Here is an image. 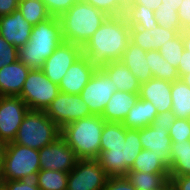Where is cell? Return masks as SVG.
<instances>
[{
	"label": "cell",
	"mask_w": 190,
	"mask_h": 190,
	"mask_svg": "<svg viewBox=\"0 0 190 190\" xmlns=\"http://www.w3.org/2000/svg\"><path fill=\"white\" fill-rule=\"evenodd\" d=\"M161 1L162 4L160 5V7L173 8L177 11L183 0H161Z\"/></svg>",
	"instance_id": "c3c4849f"
},
{
	"label": "cell",
	"mask_w": 190,
	"mask_h": 190,
	"mask_svg": "<svg viewBox=\"0 0 190 190\" xmlns=\"http://www.w3.org/2000/svg\"><path fill=\"white\" fill-rule=\"evenodd\" d=\"M115 91H117L115 83L100 67H97L80 96L92 115L101 116Z\"/></svg>",
	"instance_id": "8fae6325"
},
{
	"label": "cell",
	"mask_w": 190,
	"mask_h": 190,
	"mask_svg": "<svg viewBox=\"0 0 190 190\" xmlns=\"http://www.w3.org/2000/svg\"><path fill=\"white\" fill-rule=\"evenodd\" d=\"M170 176L190 175V141L172 142Z\"/></svg>",
	"instance_id": "d4e9b609"
},
{
	"label": "cell",
	"mask_w": 190,
	"mask_h": 190,
	"mask_svg": "<svg viewBox=\"0 0 190 190\" xmlns=\"http://www.w3.org/2000/svg\"><path fill=\"white\" fill-rule=\"evenodd\" d=\"M146 54V51L130 41L128 47L123 52L122 58L120 59V61H122L130 72L137 78L140 84L153 78L146 59Z\"/></svg>",
	"instance_id": "7402d4cb"
},
{
	"label": "cell",
	"mask_w": 190,
	"mask_h": 190,
	"mask_svg": "<svg viewBox=\"0 0 190 190\" xmlns=\"http://www.w3.org/2000/svg\"><path fill=\"white\" fill-rule=\"evenodd\" d=\"M158 112L150 101L138 99L130 109L122 124L127 129H141L150 126Z\"/></svg>",
	"instance_id": "cb8c5ba5"
},
{
	"label": "cell",
	"mask_w": 190,
	"mask_h": 190,
	"mask_svg": "<svg viewBox=\"0 0 190 190\" xmlns=\"http://www.w3.org/2000/svg\"><path fill=\"white\" fill-rule=\"evenodd\" d=\"M18 60V48L8 43L0 35V69Z\"/></svg>",
	"instance_id": "74e56055"
},
{
	"label": "cell",
	"mask_w": 190,
	"mask_h": 190,
	"mask_svg": "<svg viewBox=\"0 0 190 190\" xmlns=\"http://www.w3.org/2000/svg\"><path fill=\"white\" fill-rule=\"evenodd\" d=\"M142 150L139 129H127L122 144L106 145L96 158L109 177L125 176Z\"/></svg>",
	"instance_id": "5b68a950"
},
{
	"label": "cell",
	"mask_w": 190,
	"mask_h": 190,
	"mask_svg": "<svg viewBox=\"0 0 190 190\" xmlns=\"http://www.w3.org/2000/svg\"><path fill=\"white\" fill-rule=\"evenodd\" d=\"M126 137V128L122 123L105 122L101 134L100 151L106 150V145L122 144Z\"/></svg>",
	"instance_id": "836d02e7"
},
{
	"label": "cell",
	"mask_w": 190,
	"mask_h": 190,
	"mask_svg": "<svg viewBox=\"0 0 190 190\" xmlns=\"http://www.w3.org/2000/svg\"><path fill=\"white\" fill-rule=\"evenodd\" d=\"M179 32L162 27L155 29L130 28V41L144 51L159 50L160 47L172 40Z\"/></svg>",
	"instance_id": "ffe728a7"
},
{
	"label": "cell",
	"mask_w": 190,
	"mask_h": 190,
	"mask_svg": "<svg viewBox=\"0 0 190 190\" xmlns=\"http://www.w3.org/2000/svg\"><path fill=\"white\" fill-rule=\"evenodd\" d=\"M129 171L169 173V166L152 151L142 149Z\"/></svg>",
	"instance_id": "f1b7e54d"
},
{
	"label": "cell",
	"mask_w": 190,
	"mask_h": 190,
	"mask_svg": "<svg viewBox=\"0 0 190 190\" xmlns=\"http://www.w3.org/2000/svg\"><path fill=\"white\" fill-rule=\"evenodd\" d=\"M154 17L159 27L177 30L179 33L183 30L177 11L173 8L159 7L154 11Z\"/></svg>",
	"instance_id": "e575fe53"
},
{
	"label": "cell",
	"mask_w": 190,
	"mask_h": 190,
	"mask_svg": "<svg viewBox=\"0 0 190 190\" xmlns=\"http://www.w3.org/2000/svg\"><path fill=\"white\" fill-rule=\"evenodd\" d=\"M133 4H140L155 11L160 7V5L162 4V1L161 0H135Z\"/></svg>",
	"instance_id": "7dc6e473"
},
{
	"label": "cell",
	"mask_w": 190,
	"mask_h": 190,
	"mask_svg": "<svg viewBox=\"0 0 190 190\" xmlns=\"http://www.w3.org/2000/svg\"><path fill=\"white\" fill-rule=\"evenodd\" d=\"M182 34H190V21L183 27Z\"/></svg>",
	"instance_id": "11a10c76"
},
{
	"label": "cell",
	"mask_w": 190,
	"mask_h": 190,
	"mask_svg": "<svg viewBox=\"0 0 190 190\" xmlns=\"http://www.w3.org/2000/svg\"><path fill=\"white\" fill-rule=\"evenodd\" d=\"M186 85L190 87V73L184 74L180 77Z\"/></svg>",
	"instance_id": "db71d44e"
},
{
	"label": "cell",
	"mask_w": 190,
	"mask_h": 190,
	"mask_svg": "<svg viewBox=\"0 0 190 190\" xmlns=\"http://www.w3.org/2000/svg\"><path fill=\"white\" fill-rule=\"evenodd\" d=\"M139 99V93L115 91L105 106L101 117L106 122L122 123Z\"/></svg>",
	"instance_id": "44dd1931"
},
{
	"label": "cell",
	"mask_w": 190,
	"mask_h": 190,
	"mask_svg": "<svg viewBox=\"0 0 190 190\" xmlns=\"http://www.w3.org/2000/svg\"><path fill=\"white\" fill-rule=\"evenodd\" d=\"M105 122L101 116L90 115L65 125L60 135L78 159H96Z\"/></svg>",
	"instance_id": "277c9868"
},
{
	"label": "cell",
	"mask_w": 190,
	"mask_h": 190,
	"mask_svg": "<svg viewBox=\"0 0 190 190\" xmlns=\"http://www.w3.org/2000/svg\"><path fill=\"white\" fill-rule=\"evenodd\" d=\"M63 41L60 20L51 16L32 27L29 41L18 48V60L31 69H41Z\"/></svg>",
	"instance_id": "7a4b0ae2"
},
{
	"label": "cell",
	"mask_w": 190,
	"mask_h": 190,
	"mask_svg": "<svg viewBox=\"0 0 190 190\" xmlns=\"http://www.w3.org/2000/svg\"><path fill=\"white\" fill-rule=\"evenodd\" d=\"M184 50L182 32H180L172 40L162 45L158 51L168 63L178 69Z\"/></svg>",
	"instance_id": "d6a6232c"
},
{
	"label": "cell",
	"mask_w": 190,
	"mask_h": 190,
	"mask_svg": "<svg viewBox=\"0 0 190 190\" xmlns=\"http://www.w3.org/2000/svg\"><path fill=\"white\" fill-rule=\"evenodd\" d=\"M103 190H136L126 176L109 177Z\"/></svg>",
	"instance_id": "60d3db41"
},
{
	"label": "cell",
	"mask_w": 190,
	"mask_h": 190,
	"mask_svg": "<svg viewBox=\"0 0 190 190\" xmlns=\"http://www.w3.org/2000/svg\"><path fill=\"white\" fill-rule=\"evenodd\" d=\"M44 112L60 129L71 122L92 115L80 94L72 95L61 91Z\"/></svg>",
	"instance_id": "9c48e42d"
},
{
	"label": "cell",
	"mask_w": 190,
	"mask_h": 190,
	"mask_svg": "<svg viewBox=\"0 0 190 190\" xmlns=\"http://www.w3.org/2000/svg\"><path fill=\"white\" fill-rule=\"evenodd\" d=\"M46 5L49 14L53 17H60L69 10L78 0H42Z\"/></svg>",
	"instance_id": "f35d334b"
},
{
	"label": "cell",
	"mask_w": 190,
	"mask_h": 190,
	"mask_svg": "<svg viewBox=\"0 0 190 190\" xmlns=\"http://www.w3.org/2000/svg\"><path fill=\"white\" fill-rule=\"evenodd\" d=\"M190 119L176 118L169 129L172 142H185L189 139Z\"/></svg>",
	"instance_id": "d590c367"
},
{
	"label": "cell",
	"mask_w": 190,
	"mask_h": 190,
	"mask_svg": "<svg viewBox=\"0 0 190 190\" xmlns=\"http://www.w3.org/2000/svg\"><path fill=\"white\" fill-rule=\"evenodd\" d=\"M139 136L142 149L152 151L170 166L172 140L169 137V130L150 125L139 129Z\"/></svg>",
	"instance_id": "e0dca14e"
},
{
	"label": "cell",
	"mask_w": 190,
	"mask_h": 190,
	"mask_svg": "<svg viewBox=\"0 0 190 190\" xmlns=\"http://www.w3.org/2000/svg\"><path fill=\"white\" fill-rule=\"evenodd\" d=\"M171 98L176 118L190 119V87L181 78L171 83Z\"/></svg>",
	"instance_id": "484cf974"
},
{
	"label": "cell",
	"mask_w": 190,
	"mask_h": 190,
	"mask_svg": "<svg viewBox=\"0 0 190 190\" xmlns=\"http://www.w3.org/2000/svg\"><path fill=\"white\" fill-rule=\"evenodd\" d=\"M19 0H0V17L18 9Z\"/></svg>",
	"instance_id": "f6af8a7d"
},
{
	"label": "cell",
	"mask_w": 190,
	"mask_h": 190,
	"mask_svg": "<svg viewBox=\"0 0 190 190\" xmlns=\"http://www.w3.org/2000/svg\"><path fill=\"white\" fill-rule=\"evenodd\" d=\"M60 133L61 129L44 111L29 110L18 128L13 143L39 150L53 143Z\"/></svg>",
	"instance_id": "8992f818"
},
{
	"label": "cell",
	"mask_w": 190,
	"mask_h": 190,
	"mask_svg": "<svg viewBox=\"0 0 190 190\" xmlns=\"http://www.w3.org/2000/svg\"><path fill=\"white\" fill-rule=\"evenodd\" d=\"M32 27L19 9L0 17V35L16 48L24 46L29 41Z\"/></svg>",
	"instance_id": "2e32d148"
},
{
	"label": "cell",
	"mask_w": 190,
	"mask_h": 190,
	"mask_svg": "<svg viewBox=\"0 0 190 190\" xmlns=\"http://www.w3.org/2000/svg\"><path fill=\"white\" fill-rule=\"evenodd\" d=\"M108 179L96 159H78L69 172L67 190H103Z\"/></svg>",
	"instance_id": "30bf717a"
},
{
	"label": "cell",
	"mask_w": 190,
	"mask_h": 190,
	"mask_svg": "<svg viewBox=\"0 0 190 190\" xmlns=\"http://www.w3.org/2000/svg\"><path fill=\"white\" fill-rule=\"evenodd\" d=\"M146 59L153 78L166 80L171 83L180 78L177 68L168 63L158 50L147 51Z\"/></svg>",
	"instance_id": "83f0119b"
},
{
	"label": "cell",
	"mask_w": 190,
	"mask_h": 190,
	"mask_svg": "<svg viewBox=\"0 0 190 190\" xmlns=\"http://www.w3.org/2000/svg\"><path fill=\"white\" fill-rule=\"evenodd\" d=\"M130 42V26L124 15L109 16L82 48L97 67L122 58Z\"/></svg>",
	"instance_id": "6da1fadb"
},
{
	"label": "cell",
	"mask_w": 190,
	"mask_h": 190,
	"mask_svg": "<svg viewBox=\"0 0 190 190\" xmlns=\"http://www.w3.org/2000/svg\"><path fill=\"white\" fill-rule=\"evenodd\" d=\"M31 68L19 60L0 69V96H20Z\"/></svg>",
	"instance_id": "d6986e66"
},
{
	"label": "cell",
	"mask_w": 190,
	"mask_h": 190,
	"mask_svg": "<svg viewBox=\"0 0 190 190\" xmlns=\"http://www.w3.org/2000/svg\"><path fill=\"white\" fill-rule=\"evenodd\" d=\"M108 17L91 4L78 0L59 17L63 40L83 48Z\"/></svg>",
	"instance_id": "3957f363"
},
{
	"label": "cell",
	"mask_w": 190,
	"mask_h": 190,
	"mask_svg": "<svg viewBox=\"0 0 190 190\" xmlns=\"http://www.w3.org/2000/svg\"><path fill=\"white\" fill-rule=\"evenodd\" d=\"M177 70L179 77L184 74L190 73V52H188L187 50H184Z\"/></svg>",
	"instance_id": "bcb514c9"
},
{
	"label": "cell",
	"mask_w": 190,
	"mask_h": 190,
	"mask_svg": "<svg viewBox=\"0 0 190 190\" xmlns=\"http://www.w3.org/2000/svg\"><path fill=\"white\" fill-rule=\"evenodd\" d=\"M95 8L105 12L108 16H121L125 13V8L119 0H83Z\"/></svg>",
	"instance_id": "8d00e7d4"
},
{
	"label": "cell",
	"mask_w": 190,
	"mask_h": 190,
	"mask_svg": "<svg viewBox=\"0 0 190 190\" xmlns=\"http://www.w3.org/2000/svg\"><path fill=\"white\" fill-rule=\"evenodd\" d=\"M100 68L115 83L117 91L139 93L140 83L122 61H111L103 64Z\"/></svg>",
	"instance_id": "603a6c76"
},
{
	"label": "cell",
	"mask_w": 190,
	"mask_h": 190,
	"mask_svg": "<svg viewBox=\"0 0 190 190\" xmlns=\"http://www.w3.org/2000/svg\"><path fill=\"white\" fill-rule=\"evenodd\" d=\"M120 4L127 9L129 6L133 5V3L135 2V0H119Z\"/></svg>",
	"instance_id": "f5cc1de1"
},
{
	"label": "cell",
	"mask_w": 190,
	"mask_h": 190,
	"mask_svg": "<svg viewBox=\"0 0 190 190\" xmlns=\"http://www.w3.org/2000/svg\"><path fill=\"white\" fill-rule=\"evenodd\" d=\"M130 28L155 29L158 27L154 11L140 4L129 6L124 13Z\"/></svg>",
	"instance_id": "4316f807"
},
{
	"label": "cell",
	"mask_w": 190,
	"mask_h": 190,
	"mask_svg": "<svg viewBox=\"0 0 190 190\" xmlns=\"http://www.w3.org/2000/svg\"><path fill=\"white\" fill-rule=\"evenodd\" d=\"M68 175L67 172L40 169L35 181L40 190H67Z\"/></svg>",
	"instance_id": "4dcf8cb0"
},
{
	"label": "cell",
	"mask_w": 190,
	"mask_h": 190,
	"mask_svg": "<svg viewBox=\"0 0 190 190\" xmlns=\"http://www.w3.org/2000/svg\"><path fill=\"white\" fill-rule=\"evenodd\" d=\"M82 55V47L63 41L45 60L41 70L49 80L59 85L69 67Z\"/></svg>",
	"instance_id": "5bb4252c"
},
{
	"label": "cell",
	"mask_w": 190,
	"mask_h": 190,
	"mask_svg": "<svg viewBox=\"0 0 190 190\" xmlns=\"http://www.w3.org/2000/svg\"><path fill=\"white\" fill-rule=\"evenodd\" d=\"M174 190H190V175L170 176Z\"/></svg>",
	"instance_id": "ee69618b"
},
{
	"label": "cell",
	"mask_w": 190,
	"mask_h": 190,
	"mask_svg": "<svg viewBox=\"0 0 190 190\" xmlns=\"http://www.w3.org/2000/svg\"><path fill=\"white\" fill-rule=\"evenodd\" d=\"M153 190H174L171 178L169 177L162 185H160L157 188H154Z\"/></svg>",
	"instance_id": "681fc988"
},
{
	"label": "cell",
	"mask_w": 190,
	"mask_h": 190,
	"mask_svg": "<svg viewBox=\"0 0 190 190\" xmlns=\"http://www.w3.org/2000/svg\"><path fill=\"white\" fill-rule=\"evenodd\" d=\"M28 111V106L19 96H0V141L13 142Z\"/></svg>",
	"instance_id": "7c38bea8"
},
{
	"label": "cell",
	"mask_w": 190,
	"mask_h": 190,
	"mask_svg": "<svg viewBox=\"0 0 190 190\" xmlns=\"http://www.w3.org/2000/svg\"><path fill=\"white\" fill-rule=\"evenodd\" d=\"M41 170H54L69 173L78 158L73 149L61 137L38 150Z\"/></svg>",
	"instance_id": "4fadbf2b"
},
{
	"label": "cell",
	"mask_w": 190,
	"mask_h": 190,
	"mask_svg": "<svg viewBox=\"0 0 190 190\" xmlns=\"http://www.w3.org/2000/svg\"><path fill=\"white\" fill-rule=\"evenodd\" d=\"M39 170L38 150L13 142L6 143L0 181L35 179Z\"/></svg>",
	"instance_id": "52a82bcc"
},
{
	"label": "cell",
	"mask_w": 190,
	"mask_h": 190,
	"mask_svg": "<svg viewBox=\"0 0 190 190\" xmlns=\"http://www.w3.org/2000/svg\"><path fill=\"white\" fill-rule=\"evenodd\" d=\"M184 49L190 52V34H182Z\"/></svg>",
	"instance_id": "816d5d0a"
},
{
	"label": "cell",
	"mask_w": 190,
	"mask_h": 190,
	"mask_svg": "<svg viewBox=\"0 0 190 190\" xmlns=\"http://www.w3.org/2000/svg\"><path fill=\"white\" fill-rule=\"evenodd\" d=\"M177 14L179 16L182 27L190 21V0H183L180 4Z\"/></svg>",
	"instance_id": "7bdbcfd3"
},
{
	"label": "cell",
	"mask_w": 190,
	"mask_h": 190,
	"mask_svg": "<svg viewBox=\"0 0 190 190\" xmlns=\"http://www.w3.org/2000/svg\"><path fill=\"white\" fill-rule=\"evenodd\" d=\"M176 116L171 110L164 111L163 113L157 114L154 122L151 124L152 127H160L164 130H169L173 125Z\"/></svg>",
	"instance_id": "b9f144b4"
},
{
	"label": "cell",
	"mask_w": 190,
	"mask_h": 190,
	"mask_svg": "<svg viewBox=\"0 0 190 190\" xmlns=\"http://www.w3.org/2000/svg\"><path fill=\"white\" fill-rule=\"evenodd\" d=\"M5 149H6V143L0 141V174L3 168Z\"/></svg>",
	"instance_id": "f907efd6"
},
{
	"label": "cell",
	"mask_w": 190,
	"mask_h": 190,
	"mask_svg": "<svg viewBox=\"0 0 190 190\" xmlns=\"http://www.w3.org/2000/svg\"><path fill=\"white\" fill-rule=\"evenodd\" d=\"M59 93V86L49 80L41 69H31L19 97L29 110L45 111Z\"/></svg>",
	"instance_id": "ba28073f"
},
{
	"label": "cell",
	"mask_w": 190,
	"mask_h": 190,
	"mask_svg": "<svg viewBox=\"0 0 190 190\" xmlns=\"http://www.w3.org/2000/svg\"><path fill=\"white\" fill-rule=\"evenodd\" d=\"M18 9L32 26L51 17L42 0H19Z\"/></svg>",
	"instance_id": "1f68e13d"
},
{
	"label": "cell",
	"mask_w": 190,
	"mask_h": 190,
	"mask_svg": "<svg viewBox=\"0 0 190 190\" xmlns=\"http://www.w3.org/2000/svg\"><path fill=\"white\" fill-rule=\"evenodd\" d=\"M139 98L150 101L158 114L172 109L171 82L151 78L140 84Z\"/></svg>",
	"instance_id": "ac0fdd59"
},
{
	"label": "cell",
	"mask_w": 190,
	"mask_h": 190,
	"mask_svg": "<svg viewBox=\"0 0 190 190\" xmlns=\"http://www.w3.org/2000/svg\"><path fill=\"white\" fill-rule=\"evenodd\" d=\"M125 176L136 190H153L162 185L170 177V174L128 171Z\"/></svg>",
	"instance_id": "f546056e"
},
{
	"label": "cell",
	"mask_w": 190,
	"mask_h": 190,
	"mask_svg": "<svg viewBox=\"0 0 190 190\" xmlns=\"http://www.w3.org/2000/svg\"><path fill=\"white\" fill-rule=\"evenodd\" d=\"M0 190H40L35 179L0 181Z\"/></svg>",
	"instance_id": "ab89813d"
},
{
	"label": "cell",
	"mask_w": 190,
	"mask_h": 190,
	"mask_svg": "<svg viewBox=\"0 0 190 190\" xmlns=\"http://www.w3.org/2000/svg\"><path fill=\"white\" fill-rule=\"evenodd\" d=\"M97 66L85 55L79 57L68 69L59 83V90L67 94H80L89 82Z\"/></svg>",
	"instance_id": "9a60e30c"
}]
</instances>
